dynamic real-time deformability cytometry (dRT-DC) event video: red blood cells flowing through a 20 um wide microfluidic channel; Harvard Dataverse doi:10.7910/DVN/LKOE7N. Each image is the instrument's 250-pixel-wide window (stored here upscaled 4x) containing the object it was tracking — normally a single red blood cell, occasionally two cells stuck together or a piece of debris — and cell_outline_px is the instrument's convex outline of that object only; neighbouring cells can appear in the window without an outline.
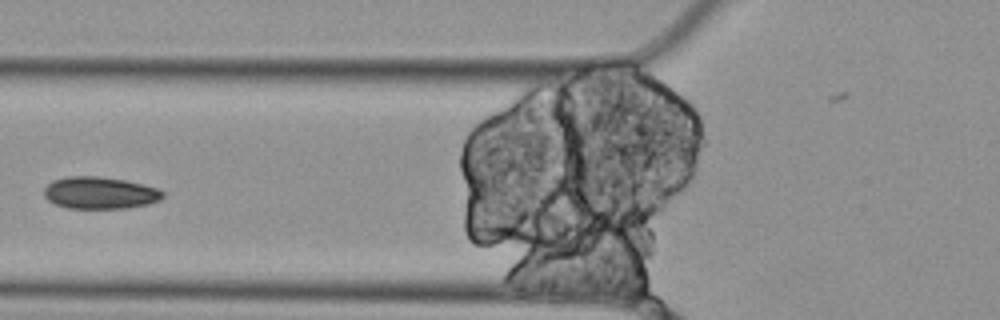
{"species": "Egyptian fruit bat (a non-hibernating species)", "species_latin": "Rousettus aegyptiacus", "temperature_condition": "cold", "stored_images_in_passage": 6, "camera_frame_rate_fps": 3000, "um_per_image_px": 0.085, "animal": {"sex": "female"}, "frame": {"image": 1, "passage_image": 6, "time_ms": 1.667, "image_size_px": [1000, 320], "cell_outline_px": [[164, 196], [160, 200], [148, 204], [128, 208], [68, 208], [56, 204], [48, 200], [44, 196], [44, 188], [52, 180], [68, 176], [100, 176], [124, 180], [160, 188], [164, 192]], "centroid_in_image_um": [8.51, 16.39], "position_along_channel_um": 117.3, "area_um2": 22.31}}